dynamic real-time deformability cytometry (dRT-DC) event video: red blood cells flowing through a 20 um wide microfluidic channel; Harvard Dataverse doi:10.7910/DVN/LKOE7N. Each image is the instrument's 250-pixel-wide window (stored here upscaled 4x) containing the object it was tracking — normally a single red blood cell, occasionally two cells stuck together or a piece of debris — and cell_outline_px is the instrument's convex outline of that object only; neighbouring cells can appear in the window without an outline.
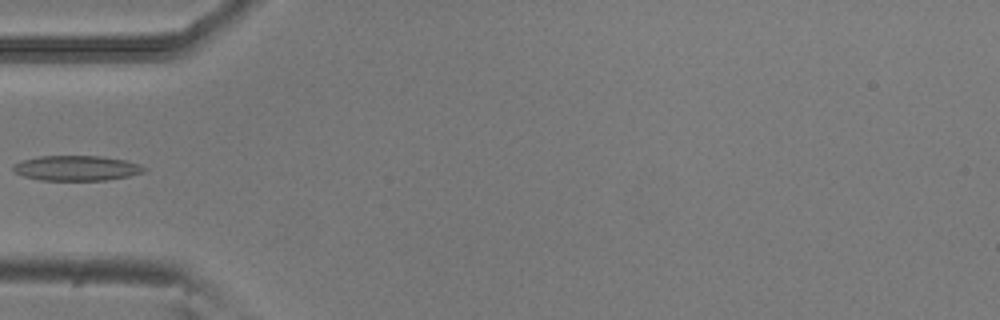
{"species": "common noctule bat (a hibernating species)", "species_latin": "Nyctalus noctula", "temperature_condition": "room temperature", "stored_images_in_passage": 7, "camera_frame_rate_fps": 3000, "um_per_image_px": 0.085, "animal": {"sex": "male", "body_mass_g": 20.5, "forearm_length_mm": 52.5}, "frame": {"image": 1, "passage_image": 5, "time_ms": 1.333, "image_size_px": [1000, 320], "cell_outline_px": [[148, 168], [144, 172], [128, 176], [104, 180], [40, 180], [24, 176], [12, 172], [12, 164], [20, 160], [40, 156], [100, 156], [124, 160], [140, 164]], "centroid_in_image_um": [6.46, 14.28], "position_along_channel_um": 78.5, "area_um2": 19.25}}
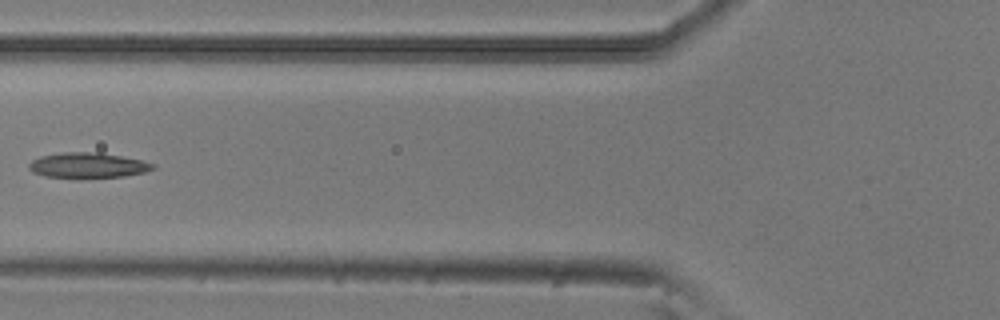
{"frame": {"image": 2, "passage_image": 6, "time_ms": 1.667, "image_size_px": [1000, 320], "cell_outline_px": [[156, 168], [144, 172], [124, 176], [44, 176], [32, 172], [28, 168], [28, 164], [32, 160], [40, 156], [60, 152], [100, 152], [140, 160], [156, 164]], "centroid_in_image_um": [7.45, 14.02], "position_along_channel_um": 118.4, "area_um2": 17.8}}
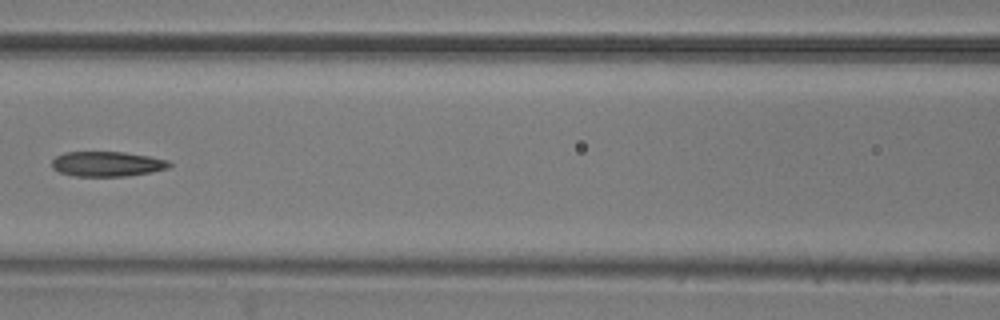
{"frame": {"image": 3, "passage_image": 7, "time_ms": 2.0, "image_size_px": [1000, 320], "cell_outline_px": [[172, 164], [168, 168], [152, 172], [124, 176], [72, 176], [60, 172], [52, 168], [52, 160], [56, 156], [64, 152], [124, 152], [148, 156], [168, 160]], "centroid_in_image_um": [9.09, 13.93], "position_along_channel_um": 157.5, "area_um2": 17.11}}